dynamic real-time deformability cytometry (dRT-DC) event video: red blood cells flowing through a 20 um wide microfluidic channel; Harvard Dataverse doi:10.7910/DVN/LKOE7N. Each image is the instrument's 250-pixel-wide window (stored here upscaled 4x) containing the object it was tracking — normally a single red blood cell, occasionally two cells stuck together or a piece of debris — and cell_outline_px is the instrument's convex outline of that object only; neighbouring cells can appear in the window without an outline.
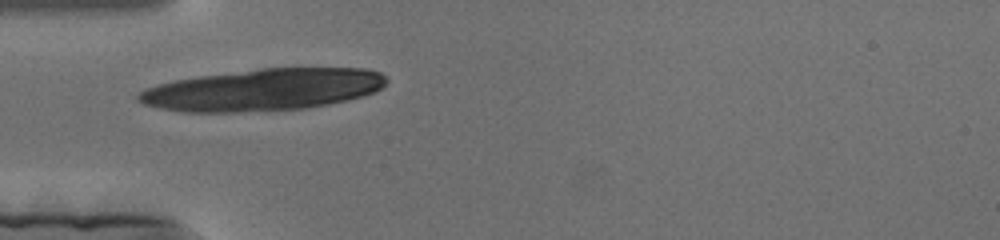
{"species": "human", "species_latin": "Homo sapiens", "temperature_condition": "cold", "stored_images_in_passage": 10, "camera_frame_rate_fps": 3000, "um_per_image_px": 0.085, "donor": {"sex": "female"}, "frame": {"image": 1, "passage_image": 1, "time_ms": 0.0, "image_size_px": [1000, 240], "cell_outline_px": [[388, 80], [380, 88], [364, 96], [348, 100], [328, 104], [304, 108], [236, 112], [184, 112], [160, 108], [144, 104], [136, 100], [136, 96], [144, 88], [176, 80], [200, 76], [260, 68], [364, 68], [380, 72]], "centroid_in_image_um": [22.35, 7.62], "position_along_channel_um": 62.6, "area_um2": 60.23}}
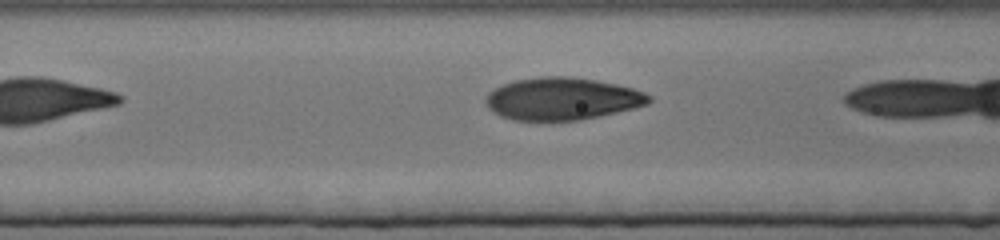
{"frame": {"image": 2, "passage_image": 7, "time_ms": 2.0, "image_size_px": [1000, 240], "cell_outline_px": [[652, 100], [648, 104], [600, 116], [580, 120], [512, 120], [500, 116], [488, 108], [484, 100], [488, 92], [504, 84], [516, 80], [540, 76], [568, 76], [596, 80], [616, 84], [632, 88], [644, 92], [652, 96]], "centroid_in_image_um": [47.77, 8.39], "position_along_channel_um": 118.8, "area_um2": 40.29}}